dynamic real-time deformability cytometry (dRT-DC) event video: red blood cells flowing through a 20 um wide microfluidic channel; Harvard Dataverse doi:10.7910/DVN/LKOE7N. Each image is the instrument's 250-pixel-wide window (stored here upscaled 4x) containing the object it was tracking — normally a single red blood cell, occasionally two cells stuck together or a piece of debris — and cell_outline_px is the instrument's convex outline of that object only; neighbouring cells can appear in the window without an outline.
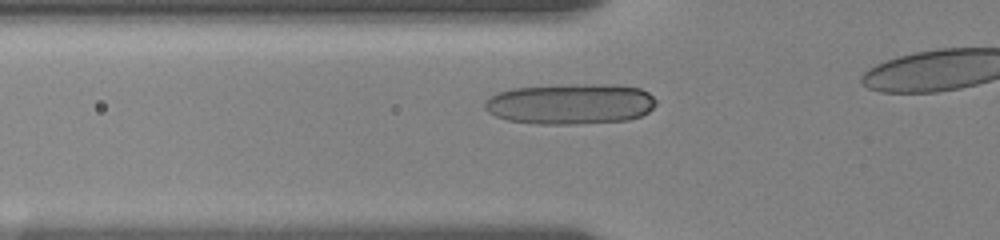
{"species": "human", "species_latin": "Homo sapiens", "temperature_condition": "room temperature", "stored_images_in_passage": 23, "camera_frame_rate_fps": 3000, "um_per_image_px": 0.085, "donor": {"sex": "female"}, "frame": {"image": 1, "passage_image": 2, "time_ms": 0.333, "image_size_px": [1000, 240], "cell_outline_px": [[656, 104], [648, 112], [640, 116], [628, 120], [576, 124], [536, 124], [508, 120], [496, 116], [488, 112], [484, 108], [484, 100], [488, 96], [496, 92], [512, 88], [572, 84], [612, 84], [640, 88], [648, 92], [656, 100]], "centroid_in_image_um": [48.46, 8.82], "position_along_channel_um": 77.3, "area_um2": 41.04}}
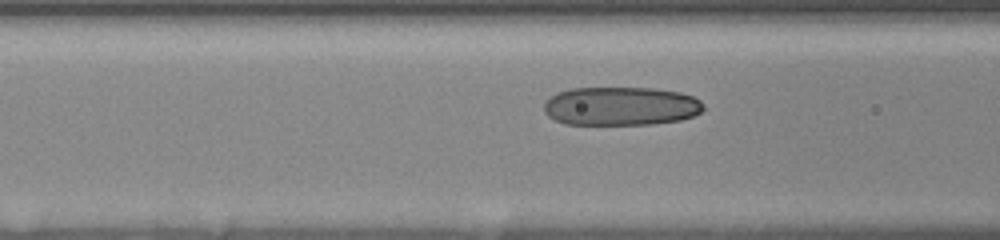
{"frame": {"image": 2, "passage_image": 7, "time_ms": 1.333, "image_size_px": [1000, 240], "cell_outline_px": [[704, 108], [700, 112], [692, 116], [680, 120], [652, 124], [564, 124], [548, 116], [544, 112], [544, 104], [556, 92], [572, 88], [652, 88], [680, 92], [692, 96], [700, 100], [704, 104]], "centroid_in_image_um": [52.77, 9.02], "position_along_channel_um": 113.8, "area_um2": 35.95}}
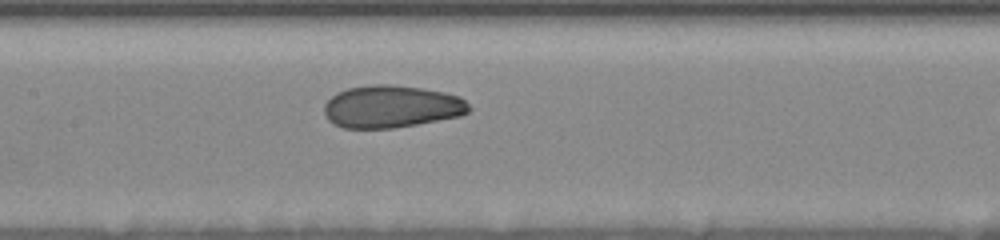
{"frame": {"image": 3, "passage_image": 19, "time_ms": 3.0, "image_size_px": [1000, 240], "cell_outline_px": [[472, 108], [468, 112], [460, 116], [416, 124], [392, 128], [344, 128], [332, 124], [328, 120], [324, 112], [324, 104], [336, 92], [348, 88], [372, 84], [392, 84], [420, 88], [444, 92], [460, 96]], "centroid_in_image_um": [33.26, 9.05], "position_along_channel_um": 174.1, "area_um2": 35.89}}